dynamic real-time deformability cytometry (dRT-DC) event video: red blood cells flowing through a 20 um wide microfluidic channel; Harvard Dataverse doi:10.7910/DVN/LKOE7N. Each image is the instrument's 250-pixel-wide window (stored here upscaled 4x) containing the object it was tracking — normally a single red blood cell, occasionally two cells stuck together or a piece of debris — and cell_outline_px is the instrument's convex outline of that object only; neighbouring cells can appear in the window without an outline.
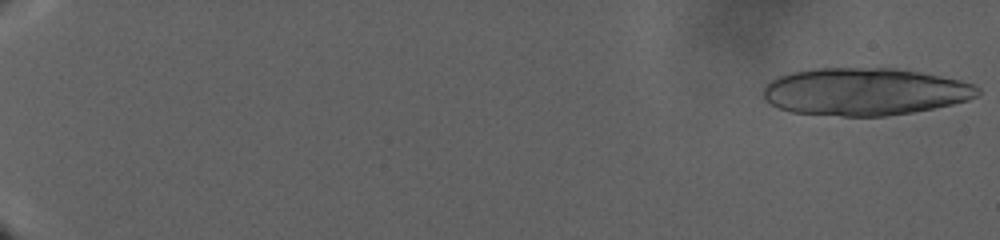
{"species": "human", "species_latin": "Homo sapiens", "temperature_condition": "warm", "stored_images_in_passage": 53, "camera_frame_rate_fps": 3000, "um_per_image_px": 0.085, "donor": {"sex": "male"}, "frame": {"image": 1, "passage_image": 1, "time_ms": 0.0, "image_size_px": [1000, 240], "cell_outline_px": [[980, 92], [976, 96], [968, 100], [952, 104], [912, 112], [888, 116], [840, 116], [792, 112], [780, 108], [764, 100], [764, 88], [772, 80], [780, 76], [792, 72], [816, 68], [896, 68], [940, 76], [960, 80], [972, 84], [980, 88]], "centroid_in_image_um": [73.51, 7.79], "position_along_channel_um": 11.5, "area_um2": 59.01}}
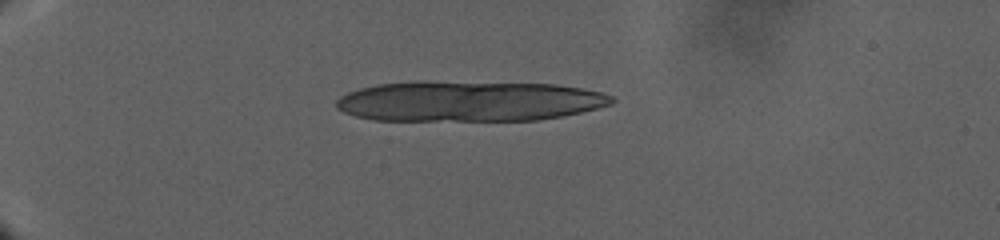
{"frame": {"image": 2, "passage_image": 41, "time_ms": 11.333, "image_size_px": [1000, 240], "cell_outline_px": [[616, 100], [612, 104], [580, 112], [560, 116], [536, 120], [376, 120], [356, 116], [344, 112], [336, 108], [336, 100], [340, 96], [348, 92], [360, 88], [376, 84], [416, 80], [428, 80], [556, 84], [584, 88], [600, 92], [612, 96]], "centroid_in_image_um": [39.84, 8.57], "position_along_channel_um": 45.2, "area_um2": 65.6}}